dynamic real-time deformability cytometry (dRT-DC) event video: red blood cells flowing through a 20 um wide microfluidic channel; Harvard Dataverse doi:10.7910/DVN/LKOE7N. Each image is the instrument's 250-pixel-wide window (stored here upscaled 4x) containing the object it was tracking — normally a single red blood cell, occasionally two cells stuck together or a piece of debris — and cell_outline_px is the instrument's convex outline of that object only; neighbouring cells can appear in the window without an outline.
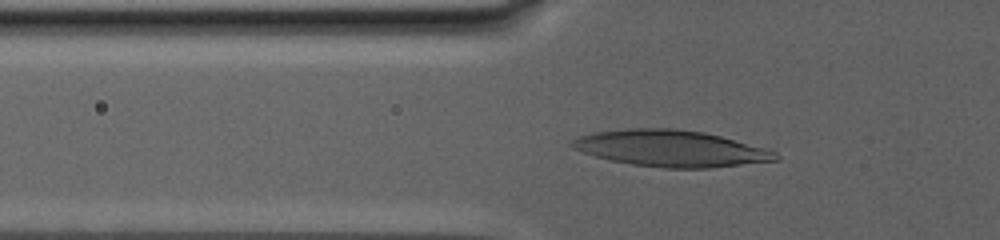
{"species": "human", "species_latin": "Homo sapiens", "temperature_condition": "warm", "stored_images_in_passage": 48, "camera_frame_rate_fps": 3000, "um_per_image_px": 0.085, "donor": {"sex": "male"}, "frame": {"image": 1, "passage_image": 8, "time_ms": 3.0, "image_size_px": [1000, 240], "cell_outline_px": [[780, 160], [712, 168], [664, 168], [632, 164], [612, 160], [596, 156], [572, 148], [572, 140], [580, 136], [592, 132], [628, 128], [672, 128], [704, 132], [720, 136], [764, 148], [776, 152], [780, 156]], "centroid_in_image_um": [57.05, 12.62], "position_along_channel_um": 68.8, "area_um2": 43.0}}
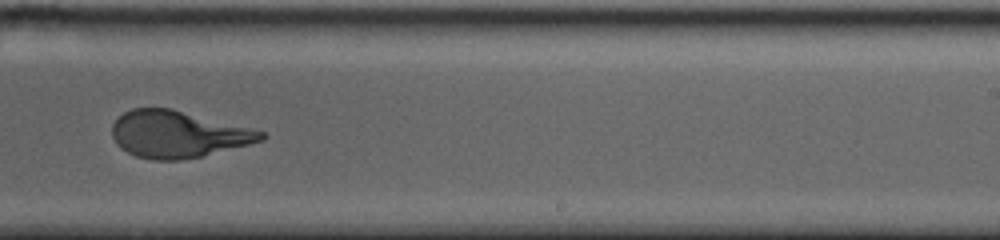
{"frame": {"image": 2, "passage_image": 26, "time_ms": 11.0, "image_size_px": [1000, 240], "cell_outline_px": [[268, 136], [264, 140], [200, 156], [180, 160], [152, 160], [136, 156], [120, 148], [116, 144], [112, 136], [112, 124], [124, 112], [132, 108], [172, 108], [264, 132]], "centroid_in_image_um": [15.07, 11.41], "position_along_channel_um": 273.9, "area_um2": 40.29}}
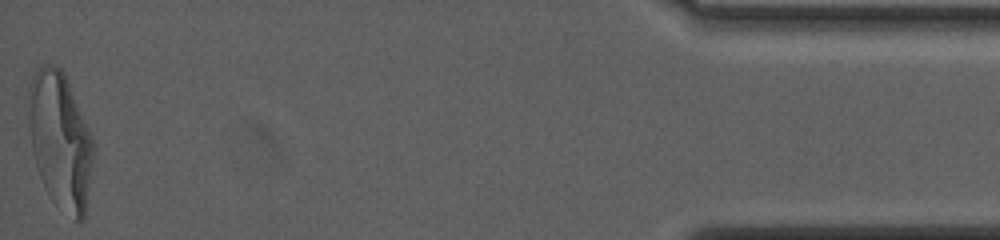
{"frame": {"image": 3, "passage_image": 48, "time_ms": 19.667, "image_size_px": [1000, 240], "cell_outline_px": [[92, 164], [84, 220], [80, 224], [44, 188], [36, 164], [32, 148], [24, 100], [24, 96], [32, 72], [36, 64], [52, 64], [60, 68], [64, 72], [88, 128], [92, 140]], "centroid_in_image_um": [5.04, 11.78], "position_along_channel_um": 430.2, "area_um2": 51.67}, "authors_computed_cell_mechanics": {"area_um2": 41.5293, "velocity_mm_per_s": 2.6537, "shape_relaxation_time_tau1_ms": 8.4171, "shape_relaxation_time_tau2_ms": null, "deformation_change_tau1": 0.2991, "deformation_change_tau2": null}}